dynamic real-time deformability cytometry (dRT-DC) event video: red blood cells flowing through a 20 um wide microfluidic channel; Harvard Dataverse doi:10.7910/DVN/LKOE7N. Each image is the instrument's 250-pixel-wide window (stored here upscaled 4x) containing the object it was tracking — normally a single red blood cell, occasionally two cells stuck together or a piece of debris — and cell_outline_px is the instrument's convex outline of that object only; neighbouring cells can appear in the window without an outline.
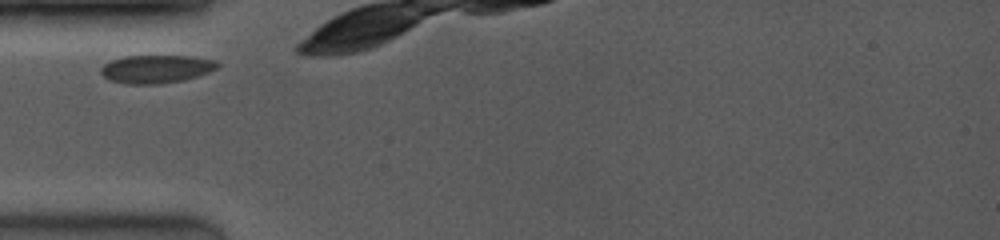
{"species": "common noctule bat (a hibernating species)", "species_latin": "Nyctalus noctula", "temperature_condition": "room temperature", "stored_images_in_passage": 5, "camera_frame_rate_fps": 4000, "um_per_image_px": 0.085, "animal": {"sex": "female", "body_mass_g": 19.0, "forearm_length_mm": 53.3}, "frame": {"image": 1, "passage_image": 1, "time_ms": 0.0, "image_size_px": [1000, 240], "cell_outline_px": [[220, 64], [216, 68], [208, 72], [196, 76], [180, 80], [156, 84], [128, 84], [108, 80], [100, 72], [100, 68], [104, 64], [112, 60], [124, 56], [192, 56], [212, 60]], "centroid_in_image_um": [13.22, 5.86], "position_along_channel_um": 71.8, "area_um2": 18.84}}